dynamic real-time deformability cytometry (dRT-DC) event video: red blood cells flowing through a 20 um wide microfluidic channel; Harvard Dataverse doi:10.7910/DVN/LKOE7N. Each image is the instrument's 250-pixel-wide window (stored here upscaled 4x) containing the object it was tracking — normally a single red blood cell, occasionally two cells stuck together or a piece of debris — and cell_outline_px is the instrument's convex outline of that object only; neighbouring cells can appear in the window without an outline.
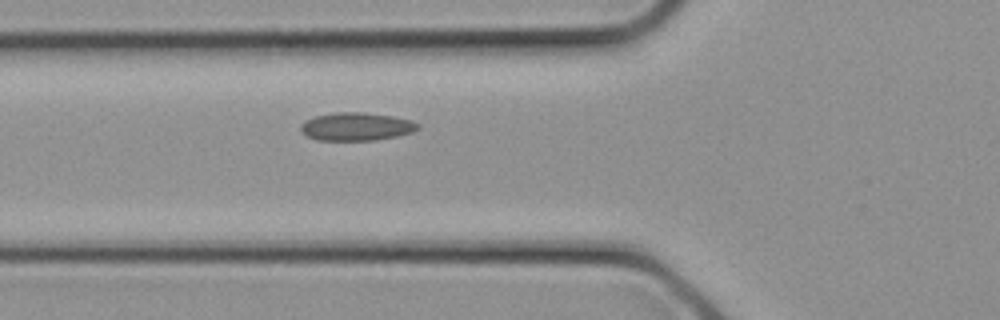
{"species": "common noctule bat (a hibernating species)", "species_latin": "Nyctalus noctula", "temperature_condition": "cold", "stored_images_in_passage": 6, "camera_frame_rate_fps": 3000, "um_per_image_px": 0.085, "animal": {"sex": "female", "body_mass_g": 21.9}, "frame": {"image": 1, "passage_image": 6, "time_ms": 1.667, "image_size_px": [1000, 320], "cell_outline_px": [[420, 128], [412, 132], [396, 136], [376, 140], [316, 140], [304, 136], [300, 132], [300, 124], [304, 120], [316, 116], [336, 112], [364, 112], [392, 116], [408, 120], [420, 124]], "centroid_in_image_um": [30.23, 10.76], "position_along_channel_um": 95.6, "area_um2": 19.31}}